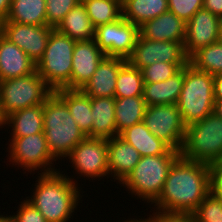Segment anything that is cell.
<instances>
[{
    "instance_id": "1",
    "label": "cell",
    "mask_w": 222,
    "mask_h": 222,
    "mask_svg": "<svg viewBox=\"0 0 222 222\" xmlns=\"http://www.w3.org/2000/svg\"><path fill=\"white\" fill-rule=\"evenodd\" d=\"M209 193V165L180 155L170 167L162 193L154 202L155 211L192 214Z\"/></svg>"
},
{
    "instance_id": "2",
    "label": "cell",
    "mask_w": 222,
    "mask_h": 222,
    "mask_svg": "<svg viewBox=\"0 0 222 222\" xmlns=\"http://www.w3.org/2000/svg\"><path fill=\"white\" fill-rule=\"evenodd\" d=\"M62 173H39L33 195L26 198L47 222H67L82 197L76 182Z\"/></svg>"
},
{
    "instance_id": "3",
    "label": "cell",
    "mask_w": 222,
    "mask_h": 222,
    "mask_svg": "<svg viewBox=\"0 0 222 222\" xmlns=\"http://www.w3.org/2000/svg\"><path fill=\"white\" fill-rule=\"evenodd\" d=\"M43 128L49 152L56 160L67 158L86 137L67 105L54 92L43 104Z\"/></svg>"
},
{
    "instance_id": "4",
    "label": "cell",
    "mask_w": 222,
    "mask_h": 222,
    "mask_svg": "<svg viewBox=\"0 0 222 222\" xmlns=\"http://www.w3.org/2000/svg\"><path fill=\"white\" fill-rule=\"evenodd\" d=\"M180 151L169 149L158 156L141 157L133 171L121 183L129 193L153 204L162 193L168 172Z\"/></svg>"
},
{
    "instance_id": "5",
    "label": "cell",
    "mask_w": 222,
    "mask_h": 222,
    "mask_svg": "<svg viewBox=\"0 0 222 222\" xmlns=\"http://www.w3.org/2000/svg\"><path fill=\"white\" fill-rule=\"evenodd\" d=\"M213 75L188 63L184 67V83L177 102L183 123L187 126L203 120L213 112Z\"/></svg>"
},
{
    "instance_id": "6",
    "label": "cell",
    "mask_w": 222,
    "mask_h": 222,
    "mask_svg": "<svg viewBox=\"0 0 222 222\" xmlns=\"http://www.w3.org/2000/svg\"><path fill=\"white\" fill-rule=\"evenodd\" d=\"M180 155L209 166L216 164L222 155V118L212 112L187 125Z\"/></svg>"
},
{
    "instance_id": "7",
    "label": "cell",
    "mask_w": 222,
    "mask_h": 222,
    "mask_svg": "<svg viewBox=\"0 0 222 222\" xmlns=\"http://www.w3.org/2000/svg\"><path fill=\"white\" fill-rule=\"evenodd\" d=\"M76 41L53 29L42 58L36 64L37 73L53 90H71L72 55Z\"/></svg>"
},
{
    "instance_id": "8",
    "label": "cell",
    "mask_w": 222,
    "mask_h": 222,
    "mask_svg": "<svg viewBox=\"0 0 222 222\" xmlns=\"http://www.w3.org/2000/svg\"><path fill=\"white\" fill-rule=\"evenodd\" d=\"M53 90L37 71L23 77L0 81V111L6 118L24 108L44 104Z\"/></svg>"
},
{
    "instance_id": "9",
    "label": "cell",
    "mask_w": 222,
    "mask_h": 222,
    "mask_svg": "<svg viewBox=\"0 0 222 222\" xmlns=\"http://www.w3.org/2000/svg\"><path fill=\"white\" fill-rule=\"evenodd\" d=\"M9 144V160L31 173L41 168V174L56 172L52 162L56 159L49 152L45 133H37L25 137H11ZM43 171V172H42Z\"/></svg>"
},
{
    "instance_id": "10",
    "label": "cell",
    "mask_w": 222,
    "mask_h": 222,
    "mask_svg": "<svg viewBox=\"0 0 222 222\" xmlns=\"http://www.w3.org/2000/svg\"><path fill=\"white\" fill-rule=\"evenodd\" d=\"M143 122L152 134L171 149L181 151L186 135V125L183 123L177 104L147 106Z\"/></svg>"
},
{
    "instance_id": "11",
    "label": "cell",
    "mask_w": 222,
    "mask_h": 222,
    "mask_svg": "<svg viewBox=\"0 0 222 222\" xmlns=\"http://www.w3.org/2000/svg\"><path fill=\"white\" fill-rule=\"evenodd\" d=\"M138 36L139 26L123 16L113 23L96 27L94 31V40L105 56L125 60L132 54Z\"/></svg>"
},
{
    "instance_id": "12",
    "label": "cell",
    "mask_w": 222,
    "mask_h": 222,
    "mask_svg": "<svg viewBox=\"0 0 222 222\" xmlns=\"http://www.w3.org/2000/svg\"><path fill=\"white\" fill-rule=\"evenodd\" d=\"M67 157L80 176L99 179L109 175L107 139L86 136Z\"/></svg>"
},
{
    "instance_id": "13",
    "label": "cell",
    "mask_w": 222,
    "mask_h": 222,
    "mask_svg": "<svg viewBox=\"0 0 222 222\" xmlns=\"http://www.w3.org/2000/svg\"><path fill=\"white\" fill-rule=\"evenodd\" d=\"M127 62L141 70L155 62L189 63V58L185 54L184 43L148 40L139 34Z\"/></svg>"
},
{
    "instance_id": "14",
    "label": "cell",
    "mask_w": 222,
    "mask_h": 222,
    "mask_svg": "<svg viewBox=\"0 0 222 222\" xmlns=\"http://www.w3.org/2000/svg\"><path fill=\"white\" fill-rule=\"evenodd\" d=\"M53 29L47 25L0 22V33L22 49L36 64L44 54Z\"/></svg>"
},
{
    "instance_id": "15",
    "label": "cell",
    "mask_w": 222,
    "mask_h": 222,
    "mask_svg": "<svg viewBox=\"0 0 222 222\" xmlns=\"http://www.w3.org/2000/svg\"><path fill=\"white\" fill-rule=\"evenodd\" d=\"M221 18L202 8L186 23L184 51L190 58L200 48L219 41Z\"/></svg>"
},
{
    "instance_id": "16",
    "label": "cell",
    "mask_w": 222,
    "mask_h": 222,
    "mask_svg": "<svg viewBox=\"0 0 222 222\" xmlns=\"http://www.w3.org/2000/svg\"><path fill=\"white\" fill-rule=\"evenodd\" d=\"M104 57L94 39L76 41L72 55L71 90H81Z\"/></svg>"
},
{
    "instance_id": "17",
    "label": "cell",
    "mask_w": 222,
    "mask_h": 222,
    "mask_svg": "<svg viewBox=\"0 0 222 222\" xmlns=\"http://www.w3.org/2000/svg\"><path fill=\"white\" fill-rule=\"evenodd\" d=\"M127 60L105 56L81 91L89 97H115L119 70Z\"/></svg>"
},
{
    "instance_id": "18",
    "label": "cell",
    "mask_w": 222,
    "mask_h": 222,
    "mask_svg": "<svg viewBox=\"0 0 222 222\" xmlns=\"http://www.w3.org/2000/svg\"><path fill=\"white\" fill-rule=\"evenodd\" d=\"M186 23L171 11L145 21L139 26V34L148 40L185 42Z\"/></svg>"
},
{
    "instance_id": "19",
    "label": "cell",
    "mask_w": 222,
    "mask_h": 222,
    "mask_svg": "<svg viewBox=\"0 0 222 222\" xmlns=\"http://www.w3.org/2000/svg\"><path fill=\"white\" fill-rule=\"evenodd\" d=\"M35 71L36 63L0 33V81L27 76Z\"/></svg>"
},
{
    "instance_id": "20",
    "label": "cell",
    "mask_w": 222,
    "mask_h": 222,
    "mask_svg": "<svg viewBox=\"0 0 222 222\" xmlns=\"http://www.w3.org/2000/svg\"><path fill=\"white\" fill-rule=\"evenodd\" d=\"M109 175L122 183L141 159L135 147L119 136L107 139Z\"/></svg>"
},
{
    "instance_id": "21",
    "label": "cell",
    "mask_w": 222,
    "mask_h": 222,
    "mask_svg": "<svg viewBox=\"0 0 222 222\" xmlns=\"http://www.w3.org/2000/svg\"><path fill=\"white\" fill-rule=\"evenodd\" d=\"M92 137L110 139L119 136L115 121V97H91Z\"/></svg>"
},
{
    "instance_id": "22",
    "label": "cell",
    "mask_w": 222,
    "mask_h": 222,
    "mask_svg": "<svg viewBox=\"0 0 222 222\" xmlns=\"http://www.w3.org/2000/svg\"><path fill=\"white\" fill-rule=\"evenodd\" d=\"M53 92L67 105L71 116L84 134L92 137L91 97L81 90L61 88Z\"/></svg>"
},
{
    "instance_id": "23",
    "label": "cell",
    "mask_w": 222,
    "mask_h": 222,
    "mask_svg": "<svg viewBox=\"0 0 222 222\" xmlns=\"http://www.w3.org/2000/svg\"><path fill=\"white\" fill-rule=\"evenodd\" d=\"M119 137L135 147L141 157L163 155L170 149L165 142L151 133L143 121L123 130Z\"/></svg>"
},
{
    "instance_id": "24",
    "label": "cell",
    "mask_w": 222,
    "mask_h": 222,
    "mask_svg": "<svg viewBox=\"0 0 222 222\" xmlns=\"http://www.w3.org/2000/svg\"><path fill=\"white\" fill-rule=\"evenodd\" d=\"M184 83V67L174 76L160 82L144 83L143 99L147 106L177 104Z\"/></svg>"
},
{
    "instance_id": "25",
    "label": "cell",
    "mask_w": 222,
    "mask_h": 222,
    "mask_svg": "<svg viewBox=\"0 0 222 222\" xmlns=\"http://www.w3.org/2000/svg\"><path fill=\"white\" fill-rule=\"evenodd\" d=\"M55 29L75 41L94 39L95 28L87 15L86 7L82 1L65 15Z\"/></svg>"
},
{
    "instance_id": "26",
    "label": "cell",
    "mask_w": 222,
    "mask_h": 222,
    "mask_svg": "<svg viewBox=\"0 0 222 222\" xmlns=\"http://www.w3.org/2000/svg\"><path fill=\"white\" fill-rule=\"evenodd\" d=\"M12 128V137H25L44 132L43 104L24 108L9 114L5 125Z\"/></svg>"
},
{
    "instance_id": "27",
    "label": "cell",
    "mask_w": 222,
    "mask_h": 222,
    "mask_svg": "<svg viewBox=\"0 0 222 222\" xmlns=\"http://www.w3.org/2000/svg\"><path fill=\"white\" fill-rule=\"evenodd\" d=\"M1 22L47 25L46 0H12L8 16Z\"/></svg>"
},
{
    "instance_id": "28",
    "label": "cell",
    "mask_w": 222,
    "mask_h": 222,
    "mask_svg": "<svg viewBox=\"0 0 222 222\" xmlns=\"http://www.w3.org/2000/svg\"><path fill=\"white\" fill-rule=\"evenodd\" d=\"M168 11V0H122V16L141 26Z\"/></svg>"
},
{
    "instance_id": "29",
    "label": "cell",
    "mask_w": 222,
    "mask_h": 222,
    "mask_svg": "<svg viewBox=\"0 0 222 222\" xmlns=\"http://www.w3.org/2000/svg\"><path fill=\"white\" fill-rule=\"evenodd\" d=\"M143 96L115 97V121L119 135L123 130L143 121L146 110Z\"/></svg>"
},
{
    "instance_id": "30",
    "label": "cell",
    "mask_w": 222,
    "mask_h": 222,
    "mask_svg": "<svg viewBox=\"0 0 222 222\" xmlns=\"http://www.w3.org/2000/svg\"><path fill=\"white\" fill-rule=\"evenodd\" d=\"M94 28L122 17V0H81Z\"/></svg>"
},
{
    "instance_id": "31",
    "label": "cell",
    "mask_w": 222,
    "mask_h": 222,
    "mask_svg": "<svg viewBox=\"0 0 222 222\" xmlns=\"http://www.w3.org/2000/svg\"><path fill=\"white\" fill-rule=\"evenodd\" d=\"M144 89V80L141 70L131 66L128 62L119 70L115 97H134L142 96Z\"/></svg>"
},
{
    "instance_id": "32",
    "label": "cell",
    "mask_w": 222,
    "mask_h": 222,
    "mask_svg": "<svg viewBox=\"0 0 222 222\" xmlns=\"http://www.w3.org/2000/svg\"><path fill=\"white\" fill-rule=\"evenodd\" d=\"M189 63L196 69L215 75L222 72V42L217 41L200 48L190 58Z\"/></svg>"
},
{
    "instance_id": "33",
    "label": "cell",
    "mask_w": 222,
    "mask_h": 222,
    "mask_svg": "<svg viewBox=\"0 0 222 222\" xmlns=\"http://www.w3.org/2000/svg\"><path fill=\"white\" fill-rule=\"evenodd\" d=\"M188 63L155 62L141 69L144 83L164 81L177 74Z\"/></svg>"
},
{
    "instance_id": "34",
    "label": "cell",
    "mask_w": 222,
    "mask_h": 222,
    "mask_svg": "<svg viewBox=\"0 0 222 222\" xmlns=\"http://www.w3.org/2000/svg\"><path fill=\"white\" fill-rule=\"evenodd\" d=\"M192 215L195 222H222V199L209 193Z\"/></svg>"
},
{
    "instance_id": "35",
    "label": "cell",
    "mask_w": 222,
    "mask_h": 222,
    "mask_svg": "<svg viewBox=\"0 0 222 222\" xmlns=\"http://www.w3.org/2000/svg\"><path fill=\"white\" fill-rule=\"evenodd\" d=\"M79 2L81 0H46L47 26L55 29Z\"/></svg>"
},
{
    "instance_id": "36",
    "label": "cell",
    "mask_w": 222,
    "mask_h": 222,
    "mask_svg": "<svg viewBox=\"0 0 222 222\" xmlns=\"http://www.w3.org/2000/svg\"><path fill=\"white\" fill-rule=\"evenodd\" d=\"M203 8V0H168V10L187 23L193 15Z\"/></svg>"
},
{
    "instance_id": "37",
    "label": "cell",
    "mask_w": 222,
    "mask_h": 222,
    "mask_svg": "<svg viewBox=\"0 0 222 222\" xmlns=\"http://www.w3.org/2000/svg\"><path fill=\"white\" fill-rule=\"evenodd\" d=\"M16 215L11 216L12 222H47L45 217L27 200L19 204Z\"/></svg>"
},
{
    "instance_id": "38",
    "label": "cell",
    "mask_w": 222,
    "mask_h": 222,
    "mask_svg": "<svg viewBox=\"0 0 222 222\" xmlns=\"http://www.w3.org/2000/svg\"><path fill=\"white\" fill-rule=\"evenodd\" d=\"M147 222H195L190 213H167L156 211L148 217Z\"/></svg>"
},
{
    "instance_id": "39",
    "label": "cell",
    "mask_w": 222,
    "mask_h": 222,
    "mask_svg": "<svg viewBox=\"0 0 222 222\" xmlns=\"http://www.w3.org/2000/svg\"><path fill=\"white\" fill-rule=\"evenodd\" d=\"M209 187L213 196L222 199V168L216 164L209 166Z\"/></svg>"
},
{
    "instance_id": "40",
    "label": "cell",
    "mask_w": 222,
    "mask_h": 222,
    "mask_svg": "<svg viewBox=\"0 0 222 222\" xmlns=\"http://www.w3.org/2000/svg\"><path fill=\"white\" fill-rule=\"evenodd\" d=\"M203 8L222 19V0H203Z\"/></svg>"
},
{
    "instance_id": "41",
    "label": "cell",
    "mask_w": 222,
    "mask_h": 222,
    "mask_svg": "<svg viewBox=\"0 0 222 222\" xmlns=\"http://www.w3.org/2000/svg\"><path fill=\"white\" fill-rule=\"evenodd\" d=\"M214 100H222V72L213 75Z\"/></svg>"
},
{
    "instance_id": "42",
    "label": "cell",
    "mask_w": 222,
    "mask_h": 222,
    "mask_svg": "<svg viewBox=\"0 0 222 222\" xmlns=\"http://www.w3.org/2000/svg\"><path fill=\"white\" fill-rule=\"evenodd\" d=\"M12 0H0V22L8 16Z\"/></svg>"
},
{
    "instance_id": "43",
    "label": "cell",
    "mask_w": 222,
    "mask_h": 222,
    "mask_svg": "<svg viewBox=\"0 0 222 222\" xmlns=\"http://www.w3.org/2000/svg\"><path fill=\"white\" fill-rule=\"evenodd\" d=\"M213 113L222 118V100H214Z\"/></svg>"
},
{
    "instance_id": "44",
    "label": "cell",
    "mask_w": 222,
    "mask_h": 222,
    "mask_svg": "<svg viewBox=\"0 0 222 222\" xmlns=\"http://www.w3.org/2000/svg\"><path fill=\"white\" fill-rule=\"evenodd\" d=\"M0 222H12L10 215L9 216L0 215Z\"/></svg>"
},
{
    "instance_id": "45",
    "label": "cell",
    "mask_w": 222,
    "mask_h": 222,
    "mask_svg": "<svg viewBox=\"0 0 222 222\" xmlns=\"http://www.w3.org/2000/svg\"><path fill=\"white\" fill-rule=\"evenodd\" d=\"M2 126H6L5 125V118L4 116L1 114V111H0V128H2Z\"/></svg>"
},
{
    "instance_id": "46",
    "label": "cell",
    "mask_w": 222,
    "mask_h": 222,
    "mask_svg": "<svg viewBox=\"0 0 222 222\" xmlns=\"http://www.w3.org/2000/svg\"><path fill=\"white\" fill-rule=\"evenodd\" d=\"M123 222H147V220H146V219H143V220H142V218H141V219H140V218H139V219H134V218H133V219H131V220L129 219V221L126 220V221H123Z\"/></svg>"
},
{
    "instance_id": "47",
    "label": "cell",
    "mask_w": 222,
    "mask_h": 222,
    "mask_svg": "<svg viewBox=\"0 0 222 222\" xmlns=\"http://www.w3.org/2000/svg\"><path fill=\"white\" fill-rule=\"evenodd\" d=\"M219 41L222 42V19L220 24V35H219Z\"/></svg>"
},
{
    "instance_id": "48",
    "label": "cell",
    "mask_w": 222,
    "mask_h": 222,
    "mask_svg": "<svg viewBox=\"0 0 222 222\" xmlns=\"http://www.w3.org/2000/svg\"><path fill=\"white\" fill-rule=\"evenodd\" d=\"M216 165L220 168H222V155L221 157L219 158L218 162L216 163Z\"/></svg>"
}]
</instances>
